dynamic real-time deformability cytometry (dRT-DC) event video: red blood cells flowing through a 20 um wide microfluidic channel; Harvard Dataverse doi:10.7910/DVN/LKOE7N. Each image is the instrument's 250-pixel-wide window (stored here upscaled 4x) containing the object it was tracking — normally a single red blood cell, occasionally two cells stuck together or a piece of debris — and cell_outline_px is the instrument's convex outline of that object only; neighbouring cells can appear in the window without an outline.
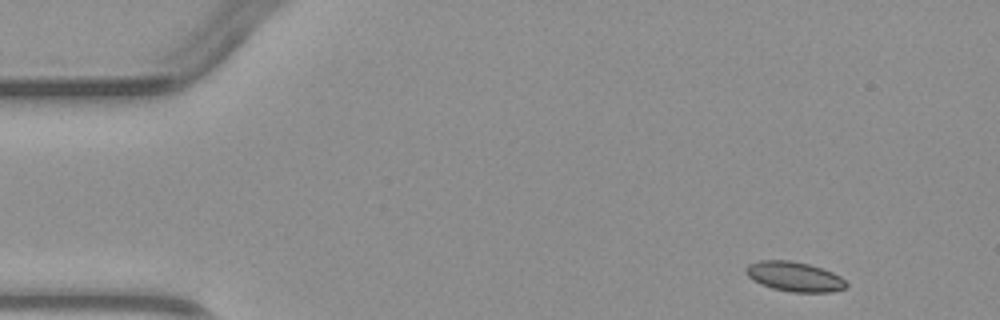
{"species": "common noctule bat (a hibernating species)", "species_latin": "Nyctalus noctula", "temperature_condition": "warm", "stored_images_in_passage": 4, "camera_frame_rate_fps": 3000, "um_per_image_px": 0.085, "animal": {"sex": "male", "body_mass_g": 23.1, "forearm_length_mm": 52.7}, "frame": {"image": 1, "passage_image": 1, "time_ms": 0.0, "image_size_px": [1000, 320], "cell_outline_px": [[848, 284], [844, 288], [832, 292], [792, 292], [772, 288], [760, 284], [752, 280], [744, 272], [744, 268], [748, 264], [760, 260], [792, 260], [808, 264], [832, 272], [840, 276]], "centroid_in_image_um": [67.48, 23.5], "position_along_channel_um": 17.5, "area_um2": 17.46}}
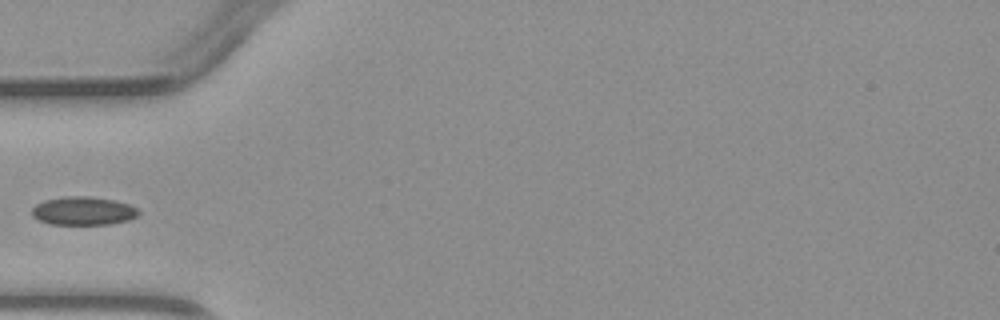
{"frame": {"image": 2, "passage_image": 4, "time_ms": 3.667, "image_size_px": [1000, 320], "cell_outline_px": [[140, 212], [136, 216], [128, 220], [112, 224], [48, 224], [32, 216], [32, 208], [36, 204], [44, 200], [68, 196], [88, 196], [116, 200], [140, 208]], "centroid_in_image_um": [7.1, 17.92], "position_along_channel_um": 77.9, "area_um2": 17.74}}